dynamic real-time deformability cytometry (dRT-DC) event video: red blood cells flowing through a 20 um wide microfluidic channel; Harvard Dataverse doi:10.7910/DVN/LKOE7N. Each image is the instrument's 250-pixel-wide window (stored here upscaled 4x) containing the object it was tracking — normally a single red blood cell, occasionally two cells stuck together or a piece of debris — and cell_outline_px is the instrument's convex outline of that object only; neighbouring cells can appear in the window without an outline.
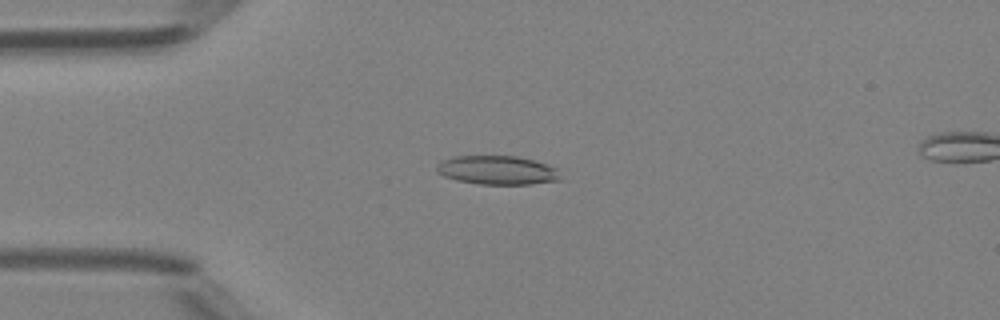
{"species": "Egyptian fruit bat (a non-hibernating species)", "species_latin": "Rousettus aegyptiacus", "temperature_condition": "room temperature", "stored_images_in_passage": 40, "camera_frame_rate_fps": 3000, "um_per_image_px": 0.085, "animal": {"sex": "female"}, "frame": {"image": 1, "passage_image": 4, "time_ms": 1.0, "image_size_px": [1000, 320], "cell_outline_px": [[564, 180], [532, 184], [480, 184], [456, 180], [444, 176], [436, 172], [436, 164], [440, 160], [452, 156], [516, 156], [536, 160], [556, 168]], "centroid_in_image_um": [42.27, 14.46], "position_along_channel_um": 42.7, "area_um2": 21.15}}
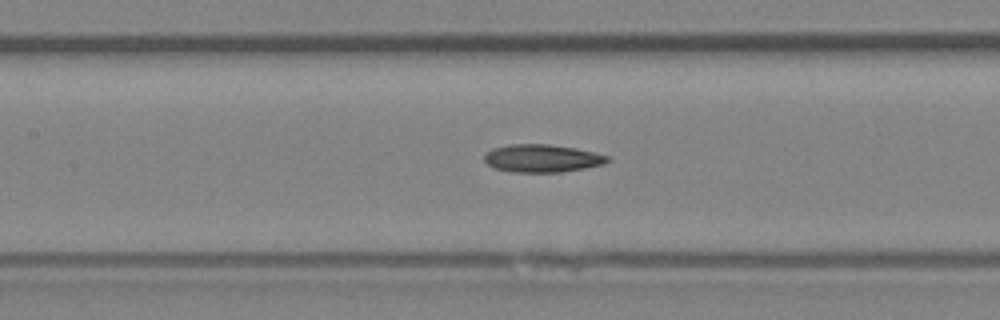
{"frame": {"image": 2, "passage_image": 14, "time_ms": 4.333, "image_size_px": [1000, 320], "cell_outline_px": [[612, 160], [604, 164], [584, 168], [560, 172], [512, 172], [496, 168], [488, 164], [484, 160], [484, 156], [492, 148], [512, 144], [548, 144], [576, 148], [596, 152], [608, 156]], "centroid_in_image_um": [46.12, 13.45], "position_along_channel_um": 161.3, "area_um2": 19.94}}
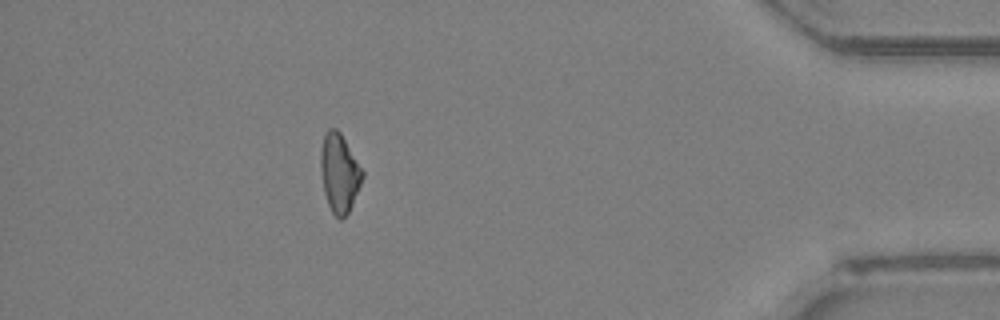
{"frame": {"image": 3, "passage_image": 35, "time_ms": 11.333, "image_size_px": [1000, 320], "cell_outline_px": [[364, 176], [352, 204], [348, 212], [340, 220], [332, 212], [328, 204], [324, 192], [320, 172], [320, 152], [324, 132], [328, 128], [336, 128], [340, 132], [364, 172]], "centroid_in_image_um": [28.82, 14.67], "position_along_channel_um": 406.4, "area_um2": 19.07}, "authors_computed_cell_mechanics": {"area_um2": 19.6809, "velocity_mm_per_s": 4.242, "shape_relaxation_time_tau1_ms": null, "shape_relaxation_time_tau2_ms": 11.0308, "deformation_change_tau1": null, "deformation_change_tau2": 0.2537}}